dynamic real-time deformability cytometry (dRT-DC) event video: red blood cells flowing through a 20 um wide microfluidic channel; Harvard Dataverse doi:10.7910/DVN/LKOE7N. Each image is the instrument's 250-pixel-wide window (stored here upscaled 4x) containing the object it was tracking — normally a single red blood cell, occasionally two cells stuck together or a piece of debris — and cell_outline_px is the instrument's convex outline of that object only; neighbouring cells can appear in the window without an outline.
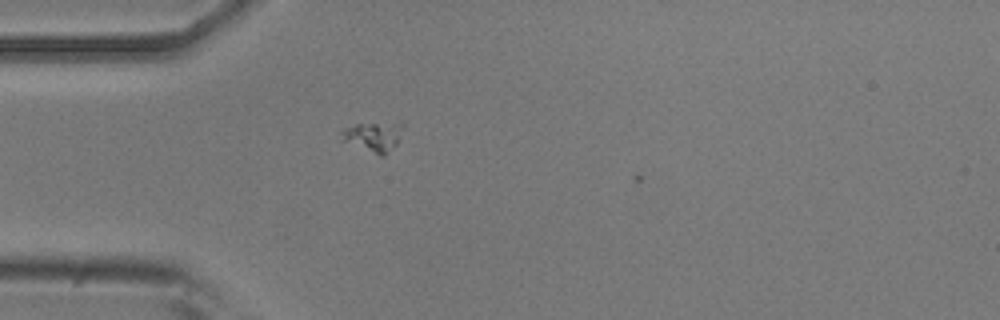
{"species": "common noctule bat (a hibernating species)", "species_latin": "Nyctalus noctula", "temperature_condition": "room temperature", "stored_images_in_passage": 7, "camera_frame_rate_fps": 3000, "um_per_image_px": 0.085, "animal": {"sex": "male", "body_mass_g": 20.5, "forearm_length_mm": 52.5}, "frame": {"image": 1, "passage_image": 2, "time_ms": 0.333, "image_size_px": [1000, 320], "cell_outline_px": [[404, 124], [400, 140], [384, 156], [380, 156], [344, 140], [340, 132], [344, 128], [356, 124], [400, 120], [404, 120]], "centroid_in_image_um": [31.85, 11.54], "position_along_channel_um": 53.1, "area_um2": 10.92}}
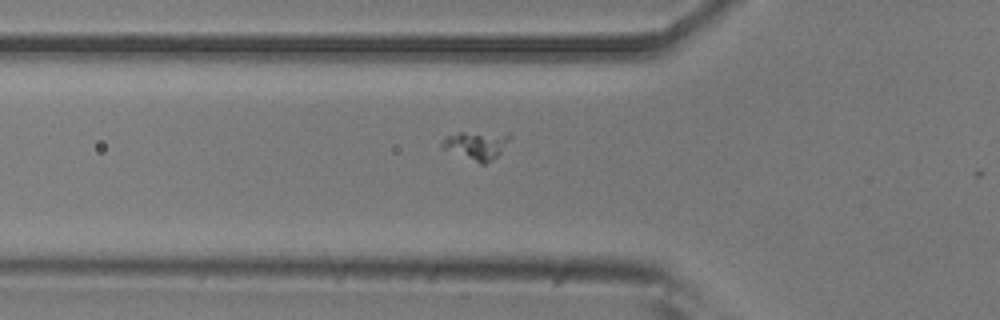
{"frame": {"image": 2, "passage_image": 5, "time_ms": 1.333, "image_size_px": [1000, 320], "cell_outline_px": [[512, 136], [500, 152], [492, 160], [484, 164], [480, 164], [440, 148], [440, 144], [448, 136], [460, 132], [464, 132]], "centroid_in_image_um": [40.41, 12.4], "position_along_channel_um": 85.4, "area_um2": 10.69}}